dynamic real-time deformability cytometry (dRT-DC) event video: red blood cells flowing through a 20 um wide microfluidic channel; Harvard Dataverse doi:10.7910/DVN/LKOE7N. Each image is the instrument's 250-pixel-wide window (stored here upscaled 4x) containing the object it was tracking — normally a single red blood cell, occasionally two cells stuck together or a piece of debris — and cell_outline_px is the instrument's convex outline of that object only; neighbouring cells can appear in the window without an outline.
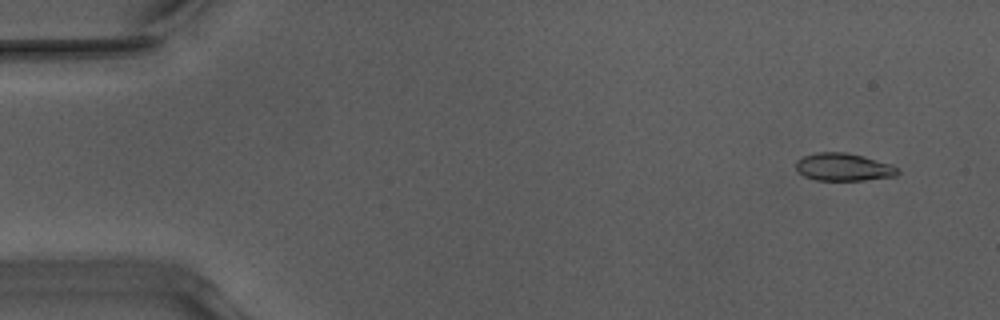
{"species": "Egyptian fruit bat (a non-hibernating species)", "species_latin": "Rousettus aegyptiacus", "temperature_condition": "warm", "stored_images_in_passage": 53, "camera_frame_rate_fps": 3000, "um_per_image_px": 0.085, "animal": {"sex": "male"}, "frame": {"image": 1, "passage_image": 4, "time_ms": 1.0, "image_size_px": [1000, 320], "cell_outline_px": [[900, 172], [896, 176], [864, 180], [816, 180], [804, 176], [796, 168], [796, 160], [804, 156], [816, 152], [848, 152], [864, 156], [892, 164], [900, 168]], "centroid_in_image_um": [71.74, 14.19], "position_along_channel_um": 13.3, "area_um2": 16.59}}
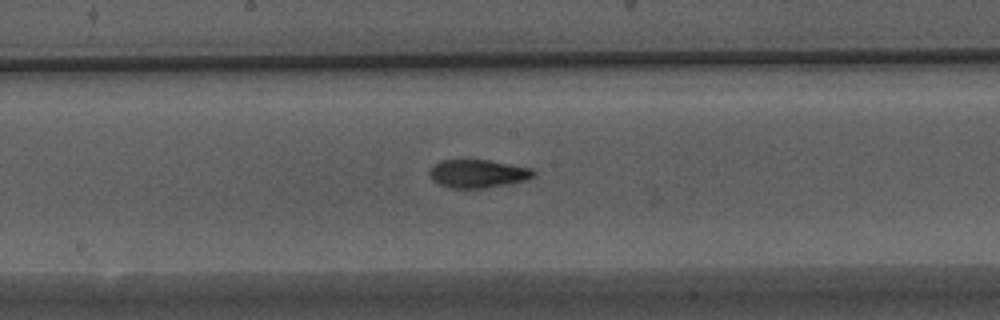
{"frame": {"image": 2, "passage_image": 28, "time_ms": 9.0, "image_size_px": [1000, 320], "cell_outline_px": [[536, 172], [532, 176], [524, 180], [484, 188], [448, 188], [432, 180], [428, 172], [436, 164], [444, 160], [488, 160], [532, 168]], "centroid_in_image_um": [40.6, 14.76], "position_along_channel_um": 207.6, "area_um2": 16.76}}
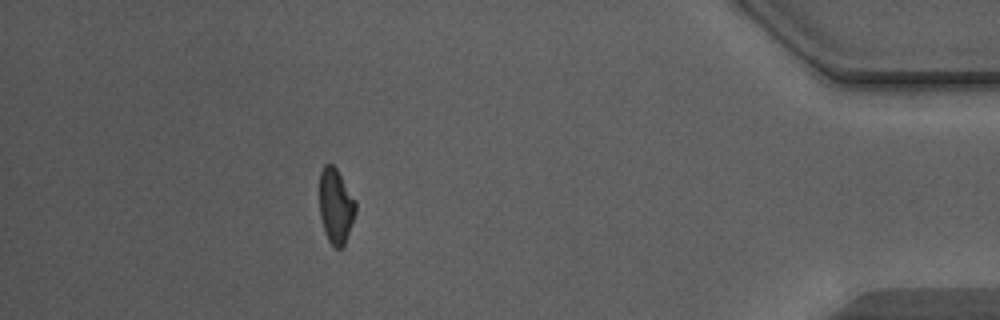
{"frame": {"image": 3, "passage_image": 47, "time_ms": 15.333, "image_size_px": [1000, 320], "cell_outline_px": [[356, 212], [344, 244], [340, 248], [336, 248], [328, 240], [324, 232], [320, 216], [320, 172], [324, 164], [332, 164], [336, 168], [356, 200]], "centroid_in_image_um": [28.54, 17.49], "position_along_channel_um": 406.7, "area_um2": 15.72}, "authors_computed_cell_mechanics": {"area_um2": 16.6464, "velocity_mm_per_s": 3.9805, "shape_relaxation_time_tau1_ms": 4.412, "shape_relaxation_time_tau2_ms": 2.2913, "deformation_change_tau1": 0.1719, "deformation_change_tau2": 0.1021}}